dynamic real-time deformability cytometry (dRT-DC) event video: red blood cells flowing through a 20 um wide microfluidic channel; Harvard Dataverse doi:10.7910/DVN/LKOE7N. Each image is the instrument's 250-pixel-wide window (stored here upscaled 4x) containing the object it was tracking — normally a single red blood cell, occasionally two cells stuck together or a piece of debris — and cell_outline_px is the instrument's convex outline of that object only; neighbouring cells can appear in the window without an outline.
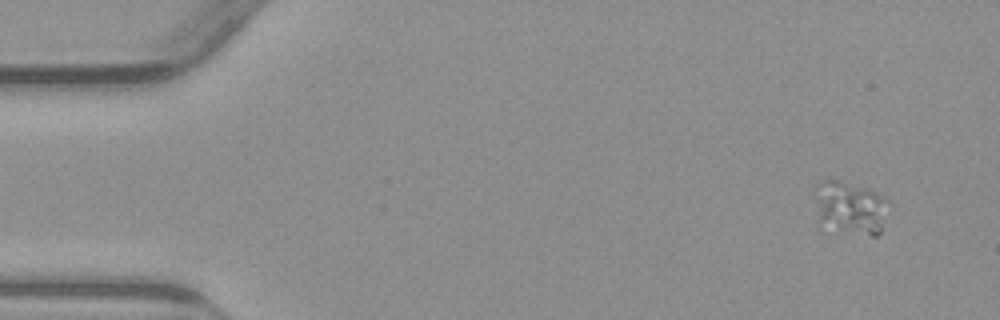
{"species": "common noctule bat (a hibernating species)", "species_latin": "Nyctalus noctula", "temperature_condition": "warm", "stored_images_in_passage": 27, "camera_frame_rate_fps": 3000, "um_per_image_px": 0.085, "animal": {"sex": "male", "body_mass_g": 23.1, "forearm_length_mm": 52.7}, "frame": {"image": 1, "passage_image": 1, "time_ms": 0.0, "image_size_px": [1000, 320], "cell_outline_px": [[892, 204], [880, 232], [876, 236], [872, 236], [816, 224], [816, 184], [820, 180], [836, 180], [868, 188], [888, 200]], "centroid_in_image_um": [72.29, 17.65], "position_along_channel_um": 12.7, "area_um2": 23.06}}
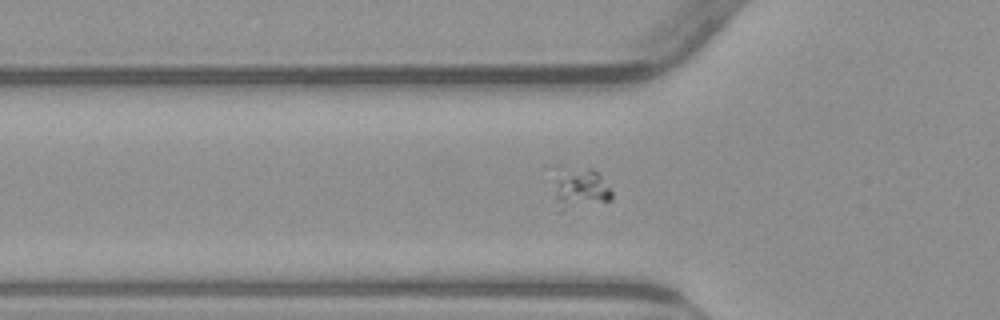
{"frame": {"image": 2, "passage_image": 16, "time_ms": 5.0, "image_size_px": [1000, 320], "cell_outline_px": [[612, 196], [608, 200], [560, 212], [556, 212], [556, 192], [560, 164], [592, 168], [600, 176], [612, 192]], "centroid_in_image_um": [49.27, 15.98], "position_along_channel_um": 76.5, "area_um2": 13.87}}
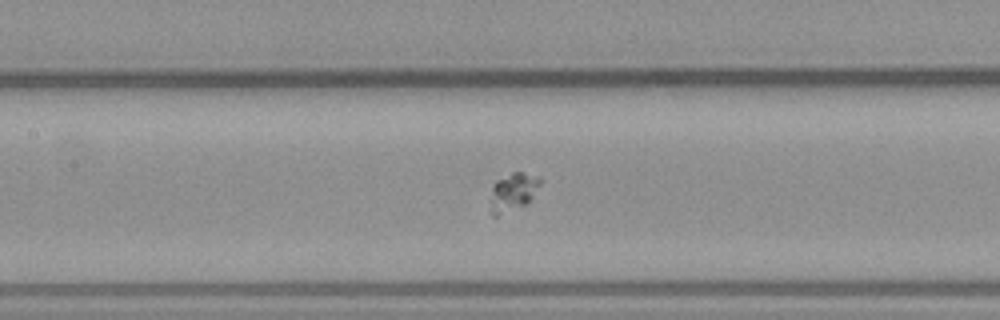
{"frame": {"image": 3, "passage_image": 23, "time_ms": 7.333, "image_size_px": [1000, 320], "cell_outline_px": [[544, 180], [532, 200], [528, 204], [496, 216], [492, 216], [492, 184], [496, 180], [512, 172], [524, 172], [540, 176]], "centroid_in_image_um": [43.7, 16.28], "position_along_channel_um": 163.7, "area_um2": 11.33}}